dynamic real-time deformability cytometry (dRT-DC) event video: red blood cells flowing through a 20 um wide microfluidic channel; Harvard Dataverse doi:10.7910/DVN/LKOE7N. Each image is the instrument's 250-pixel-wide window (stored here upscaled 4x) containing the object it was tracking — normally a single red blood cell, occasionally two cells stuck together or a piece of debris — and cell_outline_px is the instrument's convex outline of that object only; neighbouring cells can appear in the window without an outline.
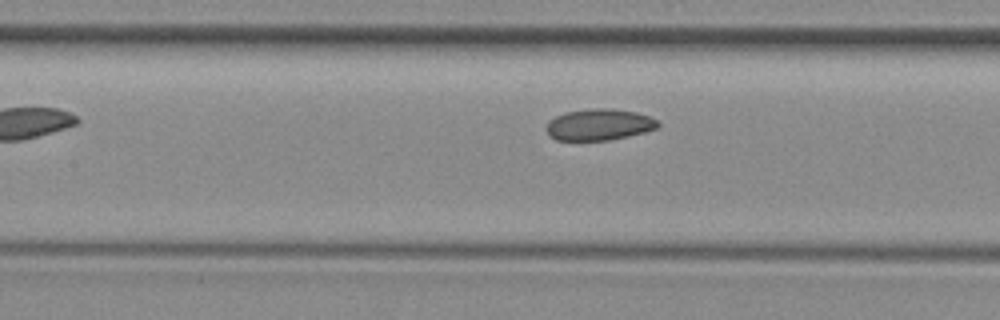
{"species": "common noctule bat (a hibernating species)", "species_latin": "Nyctalus noctula", "temperature_condition": "room temperature", "stored_images_in_passage": 8, "camera_frame_rate_fps": 3000, "um_per_image_px": 0.085, "animal": {"sex": "female", "body_mass_g": 29.2, "forearm_length_mm": 56.3}, "frame": {"image": 1, "passage_image": 8, "time_ms": 8.667, "image_size_px": [1000, 320], "cell_outline_px": [[660, 124], [656, 128], [644, 132], [628, 136], [608, 140], [556, 140], [548, 136], [544, 128], [548, 120], [564, 112], [592, 108], [612, 108], [636, 112], [648, 116], [656, 120]], "centroid_in_image_um": [50.86, 10.59], "position_along_channel_um": 156.5, "area_um2": 20.58}}